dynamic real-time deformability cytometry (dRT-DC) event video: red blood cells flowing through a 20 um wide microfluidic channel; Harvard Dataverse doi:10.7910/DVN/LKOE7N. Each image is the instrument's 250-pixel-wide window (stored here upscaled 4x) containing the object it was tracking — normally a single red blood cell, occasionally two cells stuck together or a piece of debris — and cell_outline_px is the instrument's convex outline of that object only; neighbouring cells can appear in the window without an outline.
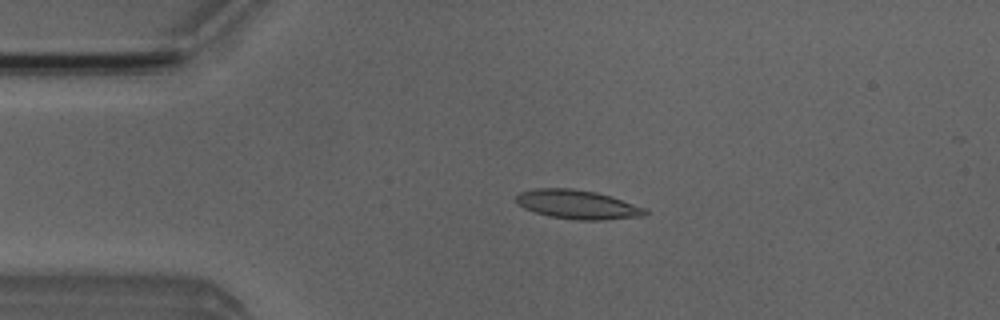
{"species": "Egyptian fruit bat (a non-hibernating species)", "species_latin": "Rousettus aegyptiacus", "temperature_condition": "room temperature", "stored_images_in_passage": 3, "camera_frame_rate_fps": 3000, "um_per_image_px": 0.085, "animal": {"sex": "male"}, "frame": {"image": 1, "passage_image": 2, "time_ms": 1.333, "image_size_px": [1000, 320], "cell_outline_px": [[648, 212], [644, 216], [604, 220], [580, 220], [548, 216], [524, 208], [516, 204], [516, 196], [520, 192], [536, 188], [572, 188], [596, 192], [648, 208]], "centroid_in_image_um": [49.1, 17.38], "position_along_channel_um": 35.9, "area_um2": 21.85}}